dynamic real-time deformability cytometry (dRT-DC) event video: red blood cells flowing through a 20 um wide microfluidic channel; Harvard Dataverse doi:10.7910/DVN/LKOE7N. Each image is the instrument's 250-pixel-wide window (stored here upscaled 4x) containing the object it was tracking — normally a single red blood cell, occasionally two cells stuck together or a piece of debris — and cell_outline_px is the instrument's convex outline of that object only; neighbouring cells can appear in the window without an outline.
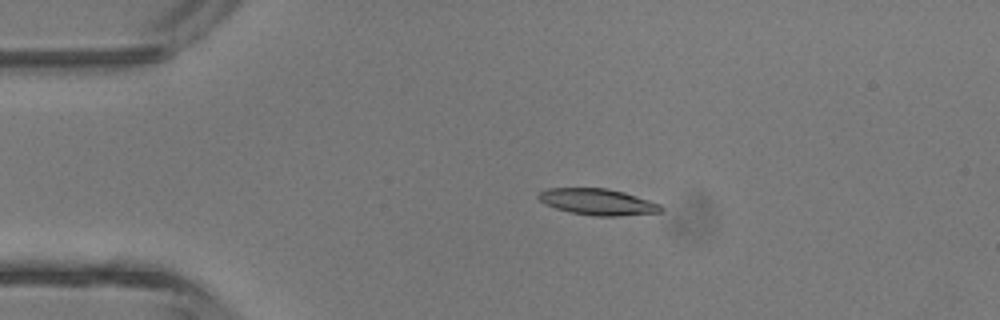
{"species": "common noctule bat (a hibernating species)", "species_latin": "Nyctalus noctula", "temperature_condition": "room temperature", "stored_images_in_passage": 1, "camera_frame_rate_fps": 3000, "um_per_image_px": 0.085, "animal": {"sex": "male", "body_mass_g": 13.3}, "frame": {"image": 1, "passage_image": 1, "time_ms": 0.0, "image_size_px": [1000, 320], "cell_outline_px": [[664, 208], [660, 212], [620, 216], [592, 216], [572, 212], [556, 208], [544, 204], [536, 196], [540, 192], [548, 188], [608, 188], [624, 192], [660, 204]], "centroid_in_image_um": [50.8, 17.16], "position_along_channel_um": 34.2, "area_um2": 18.73}}